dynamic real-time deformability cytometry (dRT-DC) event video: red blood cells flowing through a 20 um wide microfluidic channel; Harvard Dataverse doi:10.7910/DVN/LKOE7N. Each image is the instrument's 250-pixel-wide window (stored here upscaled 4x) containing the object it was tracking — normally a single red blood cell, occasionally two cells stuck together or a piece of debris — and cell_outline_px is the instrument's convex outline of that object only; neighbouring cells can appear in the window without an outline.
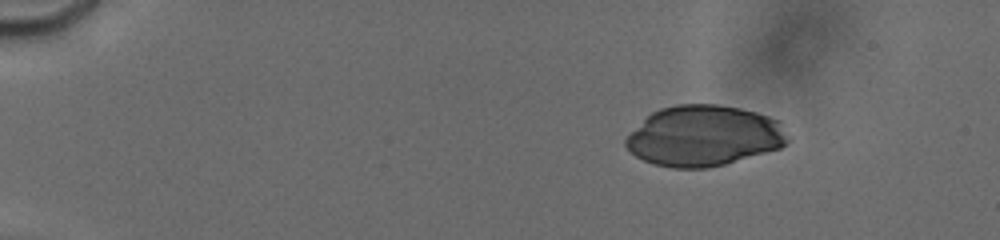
{"species": "human", "species_latin": "Homo sapiens", "temperature_condition": "cold", "stored_images_in_passage": 31, "camera_frame_rate_fps": 3000, "um_per_image_px": 0.085, "donor": {"sex": "male"}, "frame": {"image": 1, "passage_image": 12, "time_ms": 3.0, "image_size_px": [1000, 240], "cell_outline_px": [[788, 140], [780, 148], [724, 164], [708, 168], [672, 168], [656, 164], [644, 160], [636, 156], [624, 144], [624, 140], [652, 112], [660, 108], [676, 104], [720, 104], [740, 108], [756, 112], [780, 120]], "centroid_in_image_um": [59.84, 11.54], "position_along_channel_um": 25.2, "area_um2": 56.88}}